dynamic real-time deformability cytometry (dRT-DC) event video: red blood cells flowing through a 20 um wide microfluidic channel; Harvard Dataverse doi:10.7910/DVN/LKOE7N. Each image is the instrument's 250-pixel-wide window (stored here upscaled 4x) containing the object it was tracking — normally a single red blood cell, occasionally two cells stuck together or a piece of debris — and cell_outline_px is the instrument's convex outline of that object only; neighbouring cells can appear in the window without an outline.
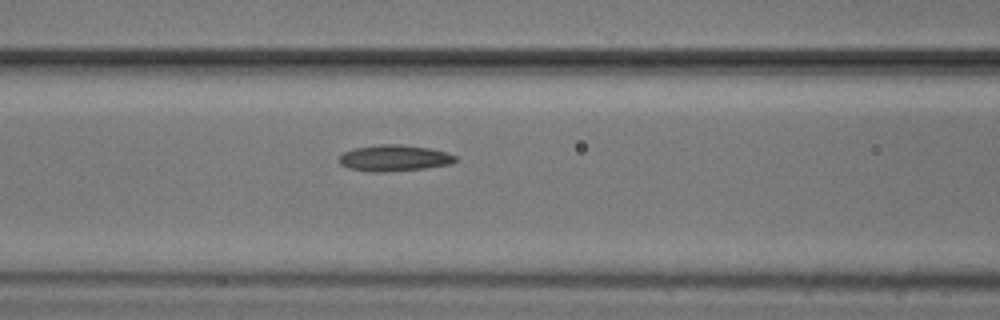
{"species": "common noctule bat (a hibernating species)", "species_latin": "Nyctalus noctula", "temperature_condition": "cold", "stored_images_in_passage": 5, "camera_frame_rate_fps": 3000, "um_per_image_px": 0.085, "animal": {"sex": "male", "body_mass_g": 20.5, "forearm_length_mm": 52.5}, "frame": {"image": 1, "passage_image": 5, "time_ms": 5.667, "image_size_px": [1000, 320], "cell_outline_px": [[456, 160], [452, 164], [424, 168], [388, 172], [368, 172], [348, 168], [340, 164], [340, 156], [344, 152], [356, 148], [380, 144], [400, 144], [428, 148], [444, 152], [456, 156]], "centroid_in_image_um": [33.49, 13.45], "position_along_channel_um": 133.1, "area_um2": 17.69}}